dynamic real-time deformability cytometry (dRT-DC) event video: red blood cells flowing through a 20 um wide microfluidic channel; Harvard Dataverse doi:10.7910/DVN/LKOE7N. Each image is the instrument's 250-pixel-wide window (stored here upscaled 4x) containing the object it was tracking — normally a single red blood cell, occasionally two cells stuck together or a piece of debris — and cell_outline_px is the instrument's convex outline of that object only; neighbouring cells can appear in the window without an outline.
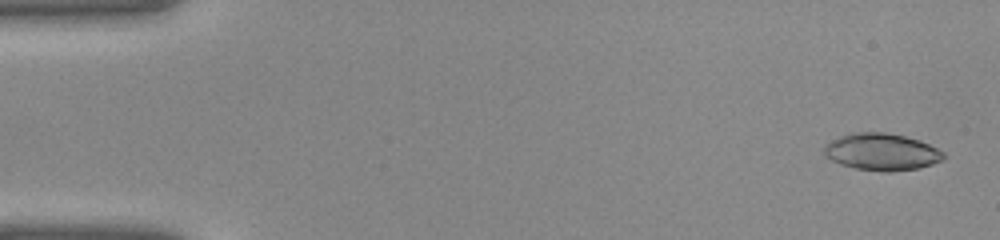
{"species": "common noctule bat (a hibernating species)", "species_latin": "Nyctalus noctula", "temperature_condition": "warm", "stored_images_in_passage": 42, "camera_frame_rate_fps": 3000, "um_per_image_px": 0.085, "animal": {"sex": "female", "body_mass_g": 22.0, "forearm_length_mm": 56.7}, "frame": {"image": 1, "passage_image": 2, "time_ms": 0.333, "image_size_px": [1000, 240], "cell_outline_px": [[944, 160], [920, 168], [892, 172], [884, 172], [856, 168], [840, 164], [824, 156], [824, 144], [848, 132], [888, 132], [920, 140], [944, 152]], "centroid_in_image_um": [74.93, 12.91], "position_along_channel_um": 10.1, "area_um2": 26.01}}
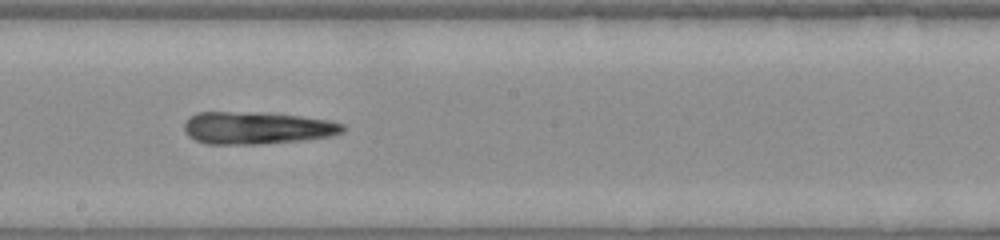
{"frame": {"image": 2, "passage_image": 23, "time_ms": 7.333, "image_size_px": [1000, 240], "cell_outline_px": [[348, 128], [344, 132], [336, 136], [304, 140], [256, 144], [204, 144], [188, 136], [184, 132], [184, 124], [188, 116], [196, 112], [272, 112], [332, 120], [344, 124]], "centroid_in_image_um": [21.89, 10.86], "position_along_channel_um": 226.3, "area_um2": 30.75}}
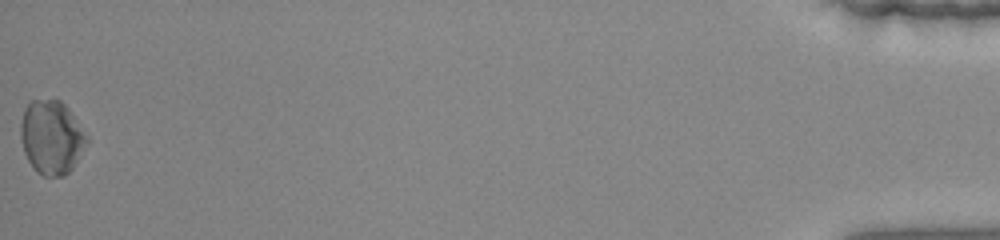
{"frame": {"image": 3, "passage_image": 41, "time_ms": 13.333, "image_size_px": [1000, 240], "cell_outline_px": [[88, 140], [72, 168], [64, 176], [44, 176], [36, 172], [32, 168], [24, 152], [20, 136], [20, 124], [24, 108], [32, 100], [60, 100], [68, 108], [88, 136]], "centroid_in_image_um": [4.35, 11.67], "position_along_channel_um": 430.8, "area_um2": 28.32}}